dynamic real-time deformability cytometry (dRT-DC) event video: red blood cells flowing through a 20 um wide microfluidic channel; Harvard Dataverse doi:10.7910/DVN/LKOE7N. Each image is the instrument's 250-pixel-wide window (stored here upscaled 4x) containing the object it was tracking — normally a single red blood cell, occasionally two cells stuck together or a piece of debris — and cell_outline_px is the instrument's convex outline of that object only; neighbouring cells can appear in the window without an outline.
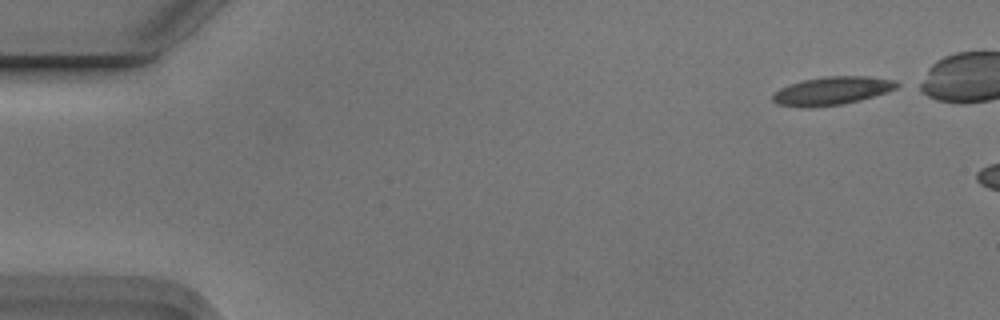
{"species": "Egyptian fruit bat (a non-hibernating species)", "species_latin": "Rousettus aegyptiacus", "temperature_condition": "cold", "stored_images_in_passage": 3, "camera_frame_rate_fps": 3000, "um_per_image_px": 0.085, "animal": {"sex": "male"}, "frame": {"image": 1, "passage_image": 1, "time_ms": 0.0, "image_size_px": [1000, 320], "cell_outline_px": [[904, 84], [888, 92], [860, 100], [840, 104], [776, 104], [772, 100], [772, 96], [780, 88], [788, 84], [804, 80], [824, 76], [868, 76], [896, 80]], "centroid_in_image_um": [70.86, 7.65], "position_along_channel_um": 14.1, "area_um2": 19.65}}